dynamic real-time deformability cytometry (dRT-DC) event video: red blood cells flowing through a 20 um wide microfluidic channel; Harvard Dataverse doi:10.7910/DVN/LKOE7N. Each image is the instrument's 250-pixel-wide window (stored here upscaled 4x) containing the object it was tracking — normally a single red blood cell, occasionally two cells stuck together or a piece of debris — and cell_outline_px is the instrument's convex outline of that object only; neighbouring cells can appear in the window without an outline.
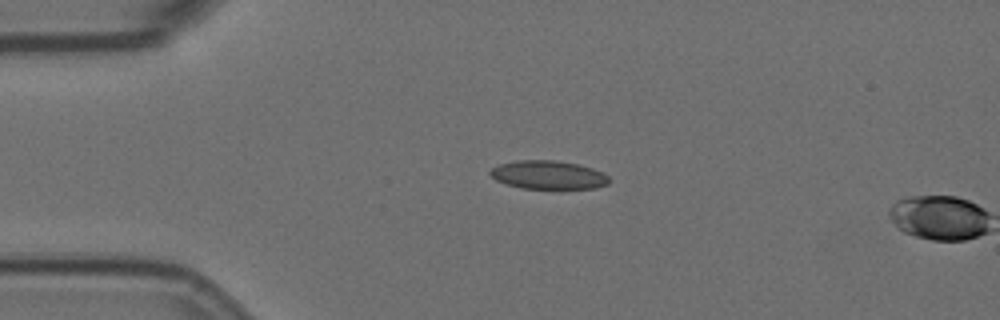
{"species": "Egyptian fruit bat (a non-hibernating species)", "species_latin": "Rousettus aegyptiacus", "temperature_condition": "room temperature", "stored_images_in_passage": 1, "camera_frame_rate_fps": 3000, "um_per_image_px": 0.085, "animal": {"sex": "female"}, "frame": {"image": 1, "passage_image": 1, "time_ms": 0.0, "image_size_px": [1000, 320], "cell_outline_px": [[608, 184], [596, 188], [520, 188], [504, 184], [496, 180], [488, 172], [492, 168], [500, 164], [516, 160], [556, 160], [576, 164], [592, 168], [604, 172], [608, 176]], "centroid_in_image_um": [46.58, 14.86], "position_along_channel_um": 38.4, "area_um2": 19.71}}